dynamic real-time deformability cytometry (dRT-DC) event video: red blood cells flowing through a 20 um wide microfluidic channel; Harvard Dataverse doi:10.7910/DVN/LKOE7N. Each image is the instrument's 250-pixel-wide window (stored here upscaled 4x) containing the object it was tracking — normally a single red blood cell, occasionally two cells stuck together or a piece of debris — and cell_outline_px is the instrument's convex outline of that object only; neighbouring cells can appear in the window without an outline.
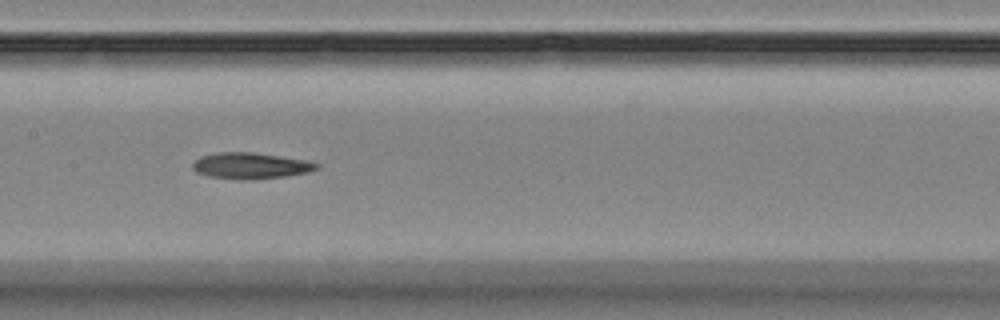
{"species": "Egyptian fruit bat (a non-hibernating species)", "species_latin": "Rousettus aegyptiacus", "temperature_condition": "room temperature", "stored_images_in_passage": 15, "camera_frame_rate_fps": 3000, "um_per_image_px": 0.085, "animal": {"sex": "female"}, "frame": {"image": 1, "passage_image": 7, "time_ms": 7.0, "image_size_px": [1000, 320], "cell_outline_px": [[320, 164], [316, 168], [308, 172], [284, 176], [208, 176], [196, 172], [192, 168], [192, 164], [200, 156], [220, 152], [252, 152], [304, 160]], "centroid_in_image_um": [21.27, 14.02], "position_along_channel_um": 186.1, "area_um2": 17.46}}
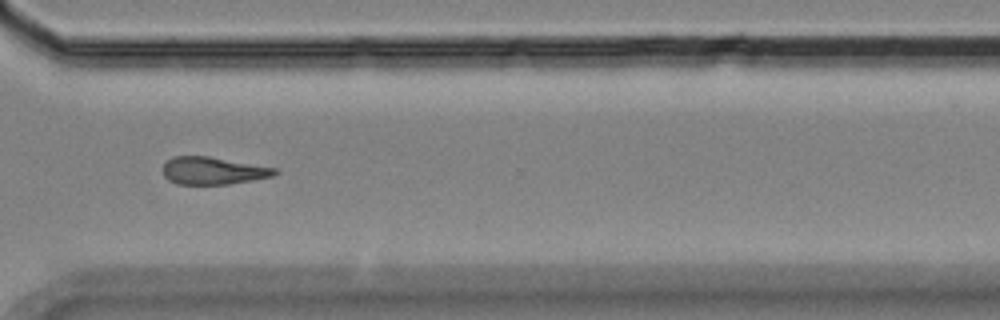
{"frame": {"image": 2, "passage_image": 11, "time_ms": 11.667, "image_size_px": [1000, 320], "cell_outline_px": [[280, 172], [272, 176], [252, 180], [228, 184], [176, 184], [168, 180], [164, 176], [164, 164], [172, 156], [208, 156], [276, 168]], "centroid_in_image_um": [18.1, 14.51], "position_along_channel_um": 352.5, "area_um2": 17.8}}
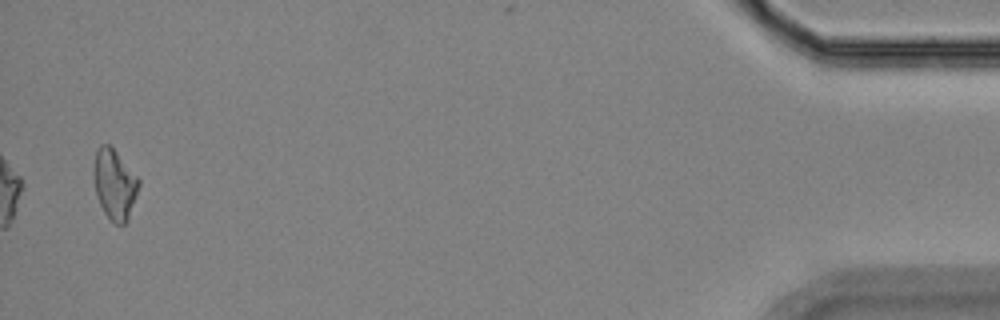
{"frame": {"image": 3, "passage_image": 15, "time_ms": 16.0, "image_size_px": [1000, 320], "cell_outline_px": [[140, 184], [128, 220], [124, 224], [116, 224], [104, 212], [96, 196], [92, 172], [92, 168], [96, 148], [100, 144], [108, 144], [116, 152], [140, 180]], "centroid_in_image_um": [9.7, 15.64], "position_along_channel_um": 425.5, "area_um2": 18.44}}